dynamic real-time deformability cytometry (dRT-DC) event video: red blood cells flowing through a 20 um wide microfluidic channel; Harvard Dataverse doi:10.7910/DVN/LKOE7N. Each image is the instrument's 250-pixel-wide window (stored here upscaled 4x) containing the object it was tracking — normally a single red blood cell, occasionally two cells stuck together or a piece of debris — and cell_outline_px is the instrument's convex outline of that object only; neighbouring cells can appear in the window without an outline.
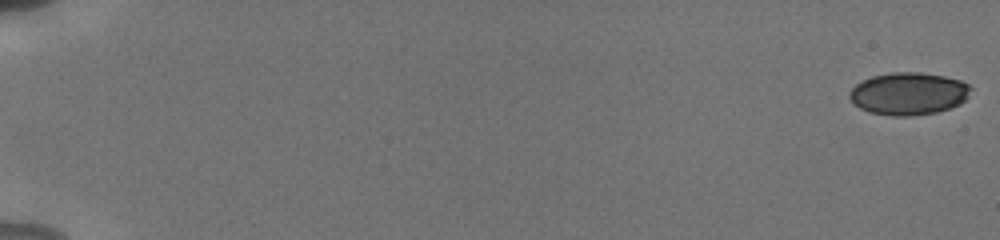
{"species": "human", "species_latin": "Homo sapiens", "temperature_condition": "cold", "stored_images_in_passage": 45, "camera_frame_rate_fps": 3000, "um_per_image_px": 0.085, "donor": {"sex": "male"}, "frame": {"image": 1, "passage_image": 1, "time_ms": 0.0, "image_size_px": [1000, 240], "cell_outline_px": [[972, 88], [968, 96], [960, 104], [952, 108], [936, 112], [912, 116], [892, 116], [868, 112], [860, 108], [848, 96], [848, 92], [856, 84], [872, 76], [892, 72], [920, 72], [944, 76], [960, 80], [968, 84]], "centroid_in_image_um": [77.24, 7.96], "position_along_channel_um": 7.8, "area_um2": 30.11}}
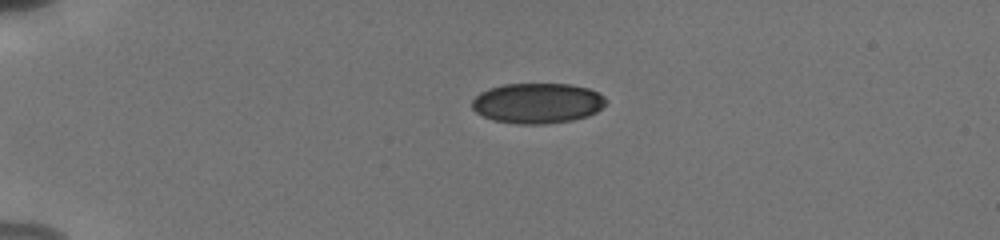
{"frame": {"image": 2, "passage_image": 32, "time_ms": 4.667, "image_size_px": [1000, 240], "cell_outline_px": [[608, 100], [596, 112], [588, 116], [572, 120], [544, 124], [516, 124], [492, 120], [476, 112], [472, 108], [472, 100], [480, 92], [488, 88], [504, 84], [568, 84], [588, 88], [604, 96]], "centroid_in_image_um": [45.66, 8.77], "position_along_channel_um": 39.3, "area_um2": 31.5}}